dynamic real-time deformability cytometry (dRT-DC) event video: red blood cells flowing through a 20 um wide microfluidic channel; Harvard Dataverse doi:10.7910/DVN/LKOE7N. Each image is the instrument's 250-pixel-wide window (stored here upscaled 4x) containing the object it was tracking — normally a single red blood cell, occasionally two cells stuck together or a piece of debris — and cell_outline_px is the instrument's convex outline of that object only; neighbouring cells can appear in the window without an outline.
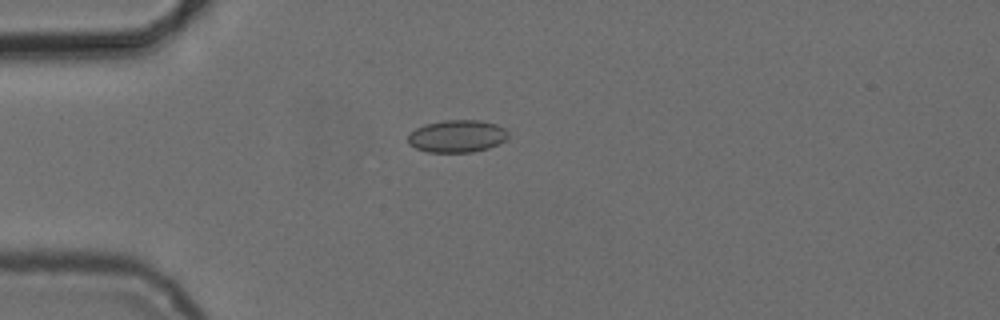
{"species": "common noctule bat (a hibernating species)", "species_latin": "Nyctalus noctula", "temperature_condition": "cold", "stored_images_in_passage": 6, "camera_frame_rate_fps": 3000, "um_per_image_px": 0.085, "animal": {"sex": "female", "body_mass_g": 24.6, "forearm_length_mm": 56.2}, "frame": {"image": 1, "passage_image": 4, "time_ms": 4.333, "image_size_px": [1000, 320], "cell_outline_px": [[508, 136], [500, 144], [488, 148], [472, 152], [428, 152], [416, 148], [408, 144], [408, 136], [416, 128], [424, 124], [444, 120], [480, 120], [496, 124], [504, 128], [508, 132]], "centroid_in_image_um": [38.85, 11.57], "position_along_channel_um": 46.1, "area_um2": 18.96}}
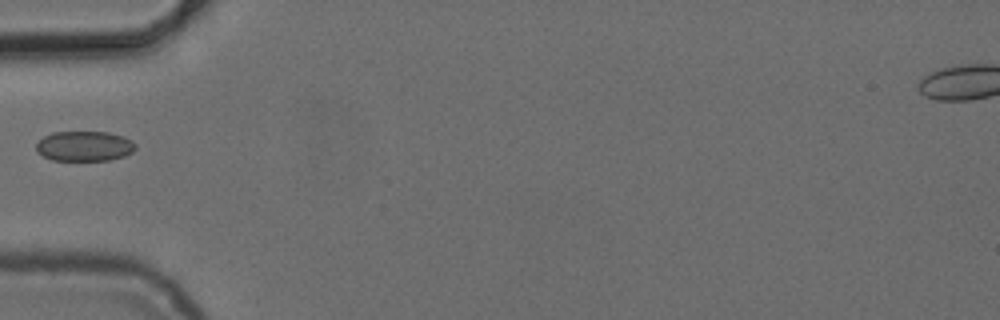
{"frame": {"image": 2, "passage_image": 5, "time_ms": 5.667, "image_size_px": [1000, 320], "cell_outline_px": [[136, 148], [132, 152], [124, 156], [108, 160], [52, 160], [36, 152], [36, 144], [44, 136], [52, 132], [108, 132], [124, 136], [132, 140], [136, 144]], "centroid_in_image_um": [7.19, 12.41], "position_along_channel_um": 77.8, "area_um2": 17.46}}
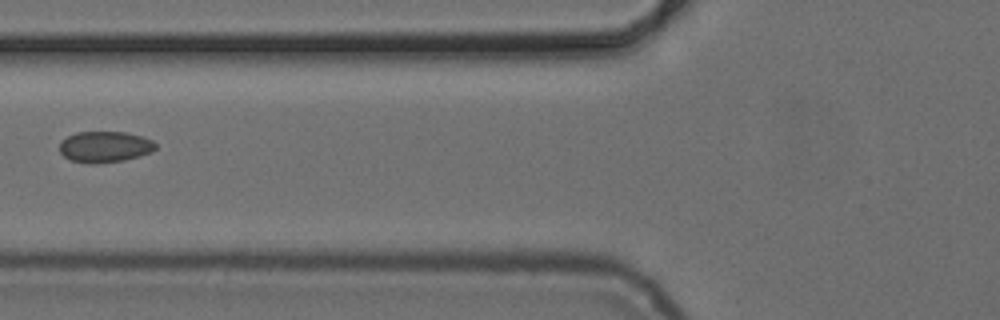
{"frame": {"image": 3, "passage_image": 6, "time_ms": 6.667, "image_size_px": [1000, 320], "cell_outline_px": [[156, 148], [152, 152], [140, 156], [124, 160], [96, 164], [88, 164], [72, 160], [64, 156], [60, 152], [60, 140], [76, 132], [124, 132], [140, 136], [152, 140], [156, 144]], "centroid_in_image_um": [8.9, 12.48], "position_along_channel_um": 116.9, "area_um2": 17.46}}